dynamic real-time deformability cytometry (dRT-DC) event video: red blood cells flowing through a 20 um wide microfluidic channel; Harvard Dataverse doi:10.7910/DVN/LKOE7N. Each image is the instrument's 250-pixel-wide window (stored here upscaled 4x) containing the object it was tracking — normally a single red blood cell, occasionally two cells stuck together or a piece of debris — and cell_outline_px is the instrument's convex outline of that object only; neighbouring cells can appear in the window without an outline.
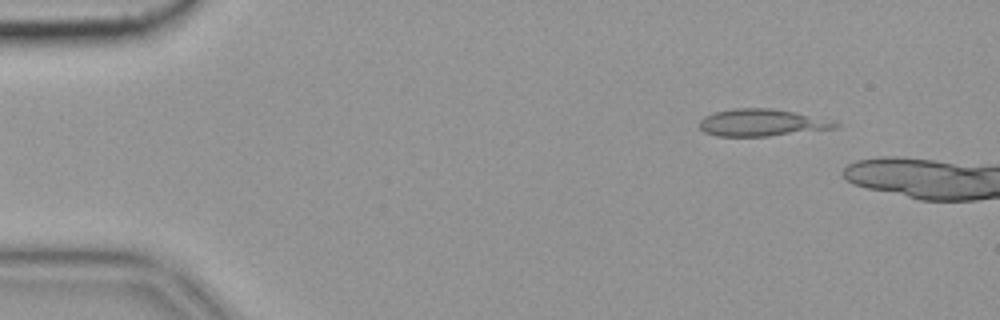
{"species": "common noctule bat (a hibernating species)", "species_latin": "Nyctalus noctula", "temperature_condition": "cold", "stored_images_in_passage": 11, "camera_frame_rate_fps": 3000, "um_per_image_px": 0.085, "animal": {"sex": "female", "body_mass_g": 19.9}, "frame": {"image": 1, "passage_image": 7, "time_ms": 2.0, "image_size_px": [1000, 320], "cell_outline_px": [[840, 124], [836, 128], [768, 136], [716, 136], [704, 132], [700, 128], [700, 120], [704, 116], [716, 112], [736, 108], [768, 108], [792, 112], [836, 120]], "centroid_in_image_um": [64.77, 10.43], "position_along_channel_um": 20.2, "area_um2": 21.33}}